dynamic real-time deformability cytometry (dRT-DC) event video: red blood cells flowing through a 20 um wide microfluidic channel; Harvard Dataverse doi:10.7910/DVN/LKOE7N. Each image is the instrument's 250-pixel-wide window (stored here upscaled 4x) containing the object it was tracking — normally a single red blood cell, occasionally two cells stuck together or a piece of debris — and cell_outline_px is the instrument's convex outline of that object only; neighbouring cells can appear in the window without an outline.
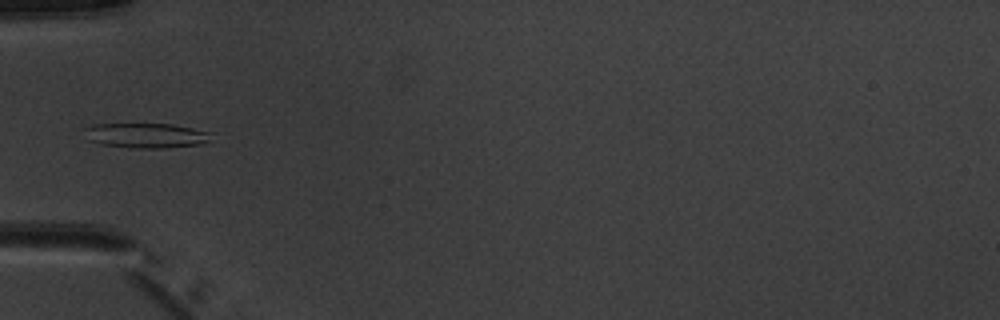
{"species": "common noctule bat (a hibernating species)", "species_latin": "Nyctalus noctula", "temperature_condition": "warm", "stored_images_in_passage": 5, "camera_frame_rate_fps": 3000, "um_per_image_px": 0.085, "animal": {"sex": "male", "body_mass_g": 20.1, "forearm_length_mm": 53.5}, "frame": {"image": 1, "passage_image": 5, "time_ms": 5.667, "image_size_px": [1000, 320], "cell_outline_px": [[212, 132], [208, 140], [204, 144], [164, 148], [132, 148], [100, 144], [88, 140], [84, 128], [92, 124], [172, 124]], "centroid_in_image_um": [12.41, 11.52], "position_along_channel_um": 72.6, "area_um2": 18.44}}